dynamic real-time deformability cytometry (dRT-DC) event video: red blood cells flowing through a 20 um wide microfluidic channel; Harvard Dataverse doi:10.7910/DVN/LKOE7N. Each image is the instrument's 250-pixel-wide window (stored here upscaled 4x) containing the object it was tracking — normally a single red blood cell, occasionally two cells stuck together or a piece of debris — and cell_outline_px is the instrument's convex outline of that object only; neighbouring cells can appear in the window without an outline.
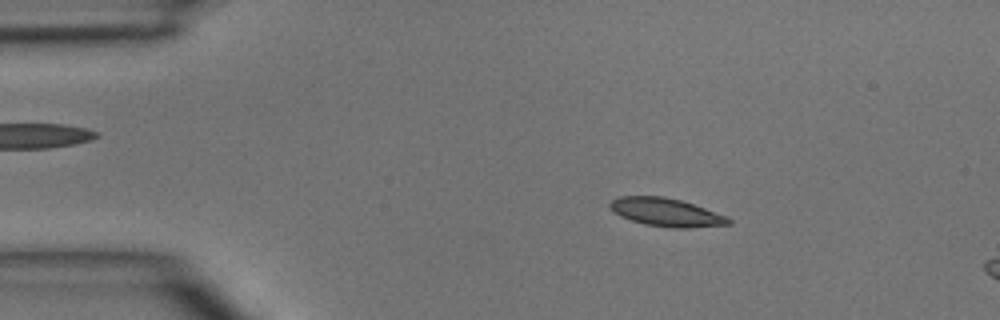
{"species": "common noctule bat (a hibernating species)", "species_latin": "Nyctalus noctula", "temperature_condition": "room temperature", "stored_images_in_passage": 12, "camera_frame_rate_fps": 3000, "um_per_image_px": 0.085, "animal": {"sex": "male", "body_mass_g": 15.6}, "frame": {"image": 1, "passage_image": 7, "time_ms": 2.0, "image_size_px": [1000, 320], "cell_outline_px": [[732, 224], [688, 228], [672, 228], [644, 224], [620, 216], [608, 204], [612, 200], [620, 196], [664, 196], [680, 200], [728, 216], [732, 220]], "centroid_in_image_um": [56.66, 18.05], "position_along_channel_um": 28.3, "area_um2": 19.36}}